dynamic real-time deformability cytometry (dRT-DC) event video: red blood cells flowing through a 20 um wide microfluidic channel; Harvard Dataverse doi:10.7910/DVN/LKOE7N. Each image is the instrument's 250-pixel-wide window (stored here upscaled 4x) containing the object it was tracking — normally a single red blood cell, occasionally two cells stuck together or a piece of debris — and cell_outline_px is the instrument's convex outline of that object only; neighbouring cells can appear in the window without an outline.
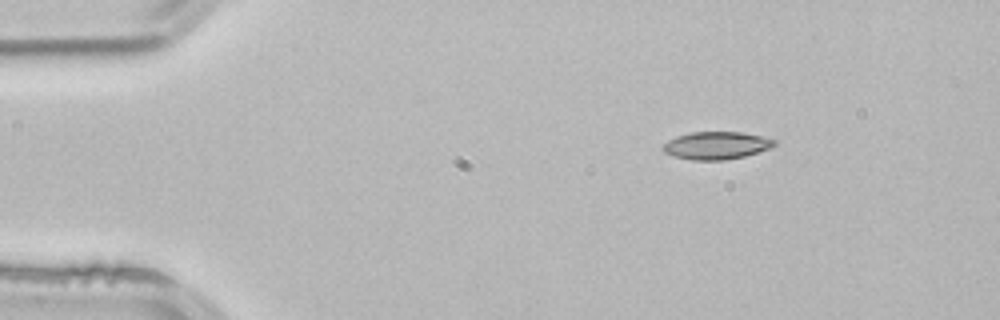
{"species": "common noctule bat (a hibernating species)", "species_latin": "Nyctalus noctula", "temperature_condition": "room temperature", "stored_images_in_passage": 3, "camera_frame_rate_fps": 3000, "um_per_image_px": 0.085, "animal": {"sex": "male", "body_mass_g": 21.5, "forearm_length_mm": 52.0}, "frame": {"image": 1, "passage_image": 3, "time_ms": 0.667, "image_size_px": [1000, 320], "cell_outline_px": [[776, 144], [772, 148], [744, 156], [724, 160], [692, 160], [676, 156], [664, 152], [660, 148], [668, 140], [676, 136], [692, 132], [740, 132], [760, 136], [776, 140]], "centroid_in_image_um": [60.89, 12.36], "position_along_channel_um": 24.1, "area_um2": 17.86}}